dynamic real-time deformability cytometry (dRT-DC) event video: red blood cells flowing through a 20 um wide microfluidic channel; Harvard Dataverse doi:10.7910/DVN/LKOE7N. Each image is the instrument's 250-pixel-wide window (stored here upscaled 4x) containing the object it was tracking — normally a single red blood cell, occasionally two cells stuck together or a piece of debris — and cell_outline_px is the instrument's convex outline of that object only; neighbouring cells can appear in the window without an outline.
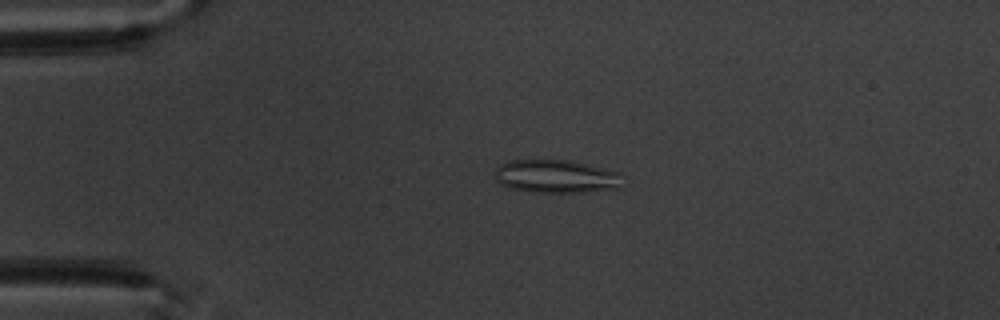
{"species": "common noctule bat (a hibernating species)", "species_latin": "Nyctalus noctula", "temperature_condition": "warm", "stored_images_in_passage": 3, "camera_frame_rate_fps": 3000, "um_per_image_px": 0.085, "animal": {"sex": "male", "body_mass_g": 20.1, "forearm_length_mm": 53.5}, "frame": {"image": 1, "passage_image": 2, "time_ms": 2.0, "image_size_px": [1000, 320], "cell_outline_px": [[624, 176], [620, 188], [584, 192], [528, 192], [508, 188], [500, 184], [496, 180], [496, 168], [500, 164], [508, 160], [568, 160], [620, 172]], "centroid_in_image_um": [47.27, 15.0], "position_along_channel_um": 37.7, "area_um2": 24.91}}